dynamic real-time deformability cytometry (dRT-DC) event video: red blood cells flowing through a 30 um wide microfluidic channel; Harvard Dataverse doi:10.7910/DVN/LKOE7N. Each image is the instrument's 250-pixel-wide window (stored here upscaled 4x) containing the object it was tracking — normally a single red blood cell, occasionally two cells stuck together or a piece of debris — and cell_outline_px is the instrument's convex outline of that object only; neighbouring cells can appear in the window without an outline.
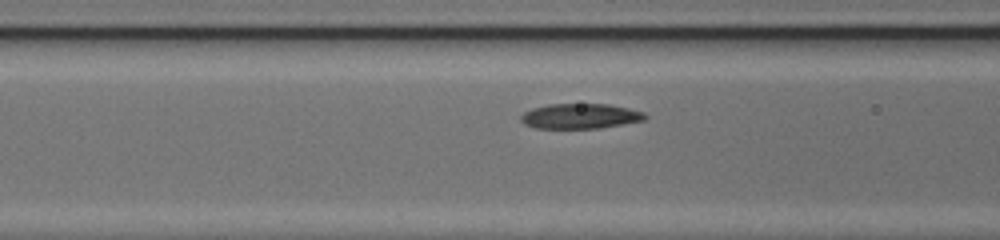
{"species": "common noctule bat (a hibernating species)", "species_latin": "Nyctalus noctula", "temperature_condition": "cold", "stored_images_in_passage": 9, "camera_frame_rate_fps": 3000, "um_per_image_px": 0.085, "animal": {"sex": "female", "body_mass_g": 17.0, "forearm_length_mm": 48.0}, "frame": {"image": 1, "passage_image": 8, "time_ms": 2.333, "image_size_px": [1000, 240], "cell_outline_px": [[648, 116], [644, 120], [600, 128], [536, 128], [524, 124], [520, 120], [520, 116], [524, 112], [532, 108], [548, 104], [608, 104], [628, 108], [644, 112]], "centroid_in_image_um": [49.3, 9.87], "position_along_channel_um": 117.3, "area_um2": 18.15}}